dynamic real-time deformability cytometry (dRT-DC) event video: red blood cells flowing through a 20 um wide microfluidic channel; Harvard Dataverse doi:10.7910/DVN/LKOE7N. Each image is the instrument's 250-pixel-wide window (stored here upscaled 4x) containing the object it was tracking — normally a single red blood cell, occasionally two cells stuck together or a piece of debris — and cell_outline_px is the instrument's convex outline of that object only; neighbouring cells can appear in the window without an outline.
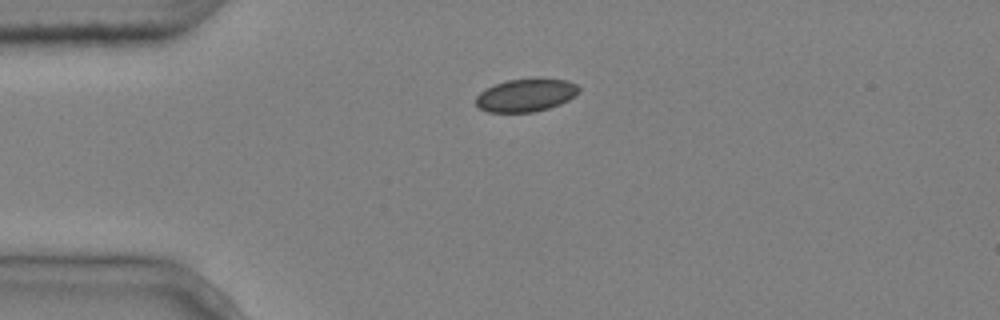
{"species": "common noctule bat (a hibernating species)", "species_latin": "Nyctalus noctula", "temperature_condition": "cold", "stored_images_in_passage": 2, "camera_frame_rate_fps": 3000, "um_per_image_px": 0.085, "animal": {"sex": "male", "body_mass_g": 20.4}, "frame": {"image": 1, "passage_image": 2, "time_ms": 0.333, "image_size_px": [1000, 320], "cell_outline_px": [[580, 92], [576, 96], [560, 104], [548, 108], [532, 112], [488, 112], [480, 108], [476, 104], [476, 96], [480, 92], [496, 84], [508, 80], [536, 76], [540, 76], [568, 80], [576, 84], [580, 88]], "centroid_in_image_um": [44.76, 8.05], "position_along_channel_um": 40.2, "area_um2": 20.23}}